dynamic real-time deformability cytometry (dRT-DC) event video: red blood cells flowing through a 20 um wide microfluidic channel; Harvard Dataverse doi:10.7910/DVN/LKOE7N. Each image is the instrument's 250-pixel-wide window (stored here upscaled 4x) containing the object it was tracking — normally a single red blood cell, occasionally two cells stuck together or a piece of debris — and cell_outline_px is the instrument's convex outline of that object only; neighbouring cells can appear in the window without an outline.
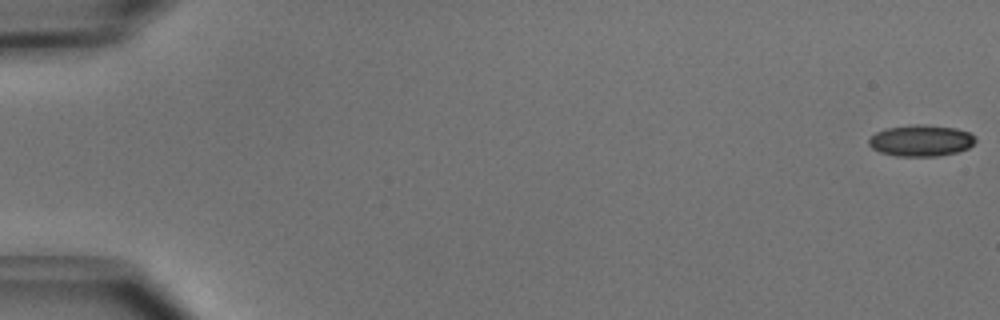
{"species": "common noctule bat (a hibernating species)", "species_latin": "Nyctalus noctula", "temperature_condition": "cold", "stored_images_in_passage": 51, "camera_frame_rate_fps": 3000, "um_per_image_px": 0.085, "animal": {"sex": "male", "body_mass_g": 15.6}, "frame": {"image": 1, "passage_image": 1, "time_ms": 0.0, "image_size_px": [1000, 320], "cell_outline_px": [[976, 140], [968, 148], [956, 152], [936, 156], [896, 156], [880, 152], [872, 148], [868, 144], [868, 140], [876, 132], [884, 128], [916, 124], [924, 124], [956, 128], [968, 132], [976, 136]], "centroid_in_image_um": [78.27, 11.94], "position_along_channel_um": 6.7, "area_um2": 19.54}}
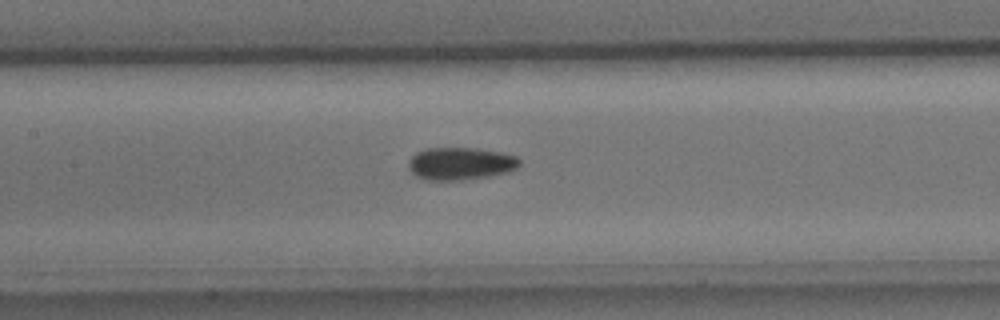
{"frame": {"image": 2, "passage_image": 25, "time_ms": 8.0, "image_size_px": [1000, 320], "cell_outline_px": [[520, 164], [516, 168], [504, 172], [488, 176], [460, 180], [424, 180], [416, 176], [408, 168], [408, 160], [416, 152], [424, 148], [476, 148], [500, 152], [516, 156], [520, 160]], "centroid_in_image_um": [39.08, 13.9], "position_along_channel_um": 168.3, "area_um2": 21.04}}
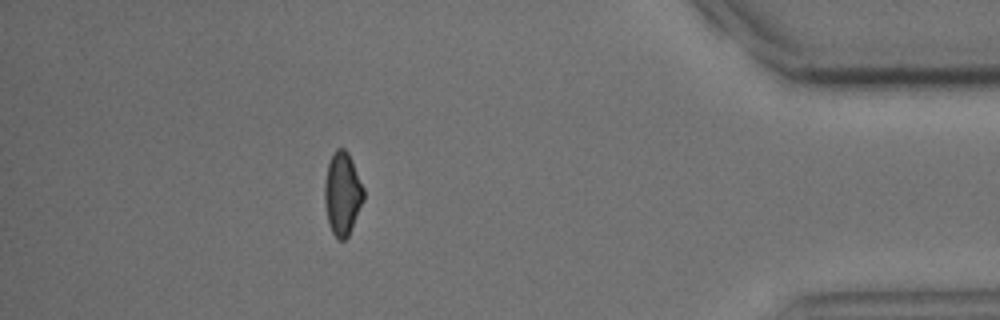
{"frame": {"image": 3, "passage_image": 46, "time_ms": 15.0, "image_size_px": [1000, 320], "cell_outline_px": [[364, 200], [348, 236], [344, 240], [340, 240], [332, 232], [328, 224], [324, 200], [324, 180], [328, 164], [332, 152], [336, 148], [344, 148], [348, 152], [352, 160], [364, 188]], "centroid_in_image_um": [29.09, 16.43], "position_along_channel_um": 406.1, "area_um2": 19.02}, "authors_computed_cell_mechanics": {"area_um2": 19.8254, "velocity_mm_per_s": 3.9833, "shape_relaxation_time_tau1_ms": 2.9798, "shape_relaxation_time_tau2_ms": null, "deformation_change_tau1": 0.0864, "deformation_change_tau2": null}}